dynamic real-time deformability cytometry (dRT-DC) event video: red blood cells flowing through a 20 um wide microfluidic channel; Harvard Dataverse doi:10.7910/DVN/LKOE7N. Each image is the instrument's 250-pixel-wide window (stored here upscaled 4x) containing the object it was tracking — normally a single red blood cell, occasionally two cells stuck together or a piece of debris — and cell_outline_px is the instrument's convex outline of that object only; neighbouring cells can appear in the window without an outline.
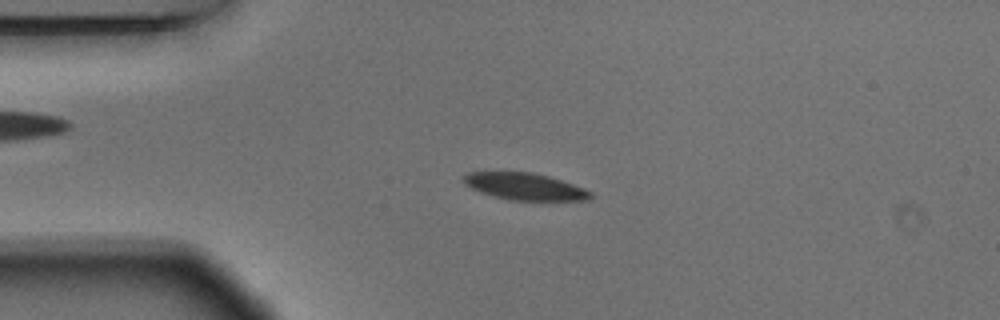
{"species": "Egyptian fruit bat (a non-hibernating species)", "species_latin": "Rousettus aegyptiacus", "temperature_condition": "warm", "stored_images_in_passage": 3, "camera_frame_rate_fps": 3000, "um_per_image_px": 0.085, "animal": {"sex": "male"}, "frame": {"image": 1, "passage_image": 3, "time_ms": 0.667, "image_size_px": [1000, 320], "cell_outline_px": [[592, 196], [588, 200], [508, 200], [492, 196], [480, 192], [464, 184], [460, 180], [468, 172], [532, 172], [548, 176], [584, 188], [592, 192]], "centroid_in_image_um": [44.57, 15.85], "position_along_channel_um": 40.4, "area_um2": 19.88}}